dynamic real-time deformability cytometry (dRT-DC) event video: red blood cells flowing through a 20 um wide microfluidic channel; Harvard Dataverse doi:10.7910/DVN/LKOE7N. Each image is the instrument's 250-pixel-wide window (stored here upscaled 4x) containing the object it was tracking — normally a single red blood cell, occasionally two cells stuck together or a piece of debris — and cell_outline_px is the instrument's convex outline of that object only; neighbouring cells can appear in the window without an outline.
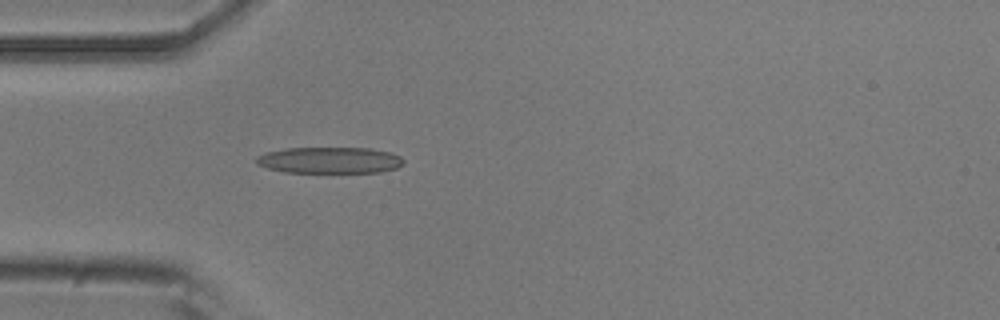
{"species": "common noctule bat (a hibernating species)", "species_latin": "Nyctalus noctula", "temperature_condition": "room temperature", "stored_images_in_passage": 33, "camera_frame_rate_fps": 3000, "um_per_image_px": 0.085, "animal": {"sex": "male", "body_mass_g": 20.5, "forearm_length_mm": 52.5}, "frame": {"image": 1, "passage_image": 2, "time_ms": 0.333, "image_size_px": [1000, 320], "cell_outline_px": [[404, 164], [396, 168], [380, 172], [284, 172], [268, 168], [256, 164], [256, 156], [264, 152], [288, 148], [372, 148], [388, 152], [400, 156], [404, 160]], "centroid_in_image_um": [28.01, 13.61], "position_along_channel_um": 57.0, "area_um2": 22.6}}
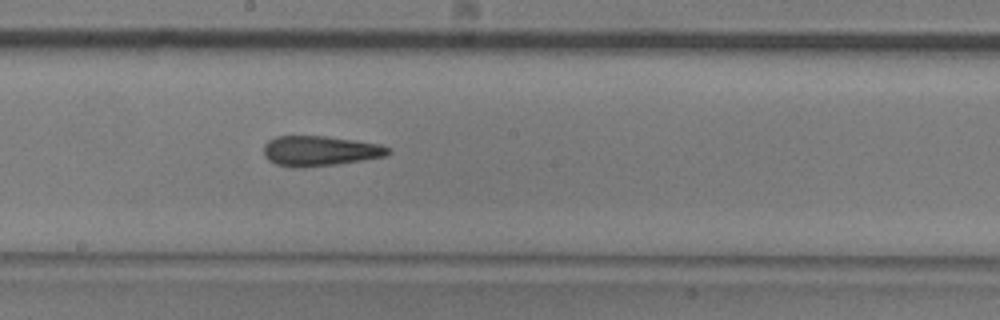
{"frame": {"image": 2, "passage_image": 15, "time_ms": 4.667, "image_size_px": [1000, 320], "cell_outline_px": [[392, 152], [388, 156], [336, 164], [300, 168], [296, 168], [276, 164], [268, 160], [264, 156], [264, 144], [268, 140], [276, 136], [324, 136], [356, 140], [380, 144], [388, 148]], "centroid_in_image_um": [27.19, 12.83], "position_along_channel_um": 221.0, "area_um2": 21.96}}
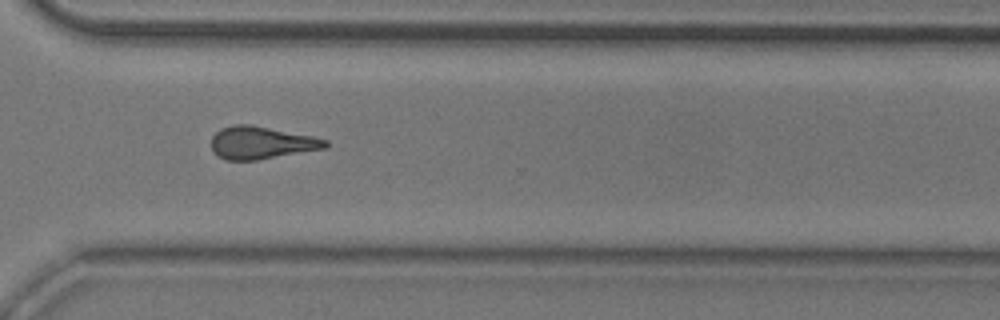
{"frame": {"image": 3, "passage_image": 25, "time_ms": 8.0, "image_size_px": [1000, 320], "cell_outline_px": [[328, 148], [256, 160], [224, 160], [212, 152], [212, 136], [220, 128], [232, 124], [252, 124], [312, 136], [328, 140]], "centroid_in_image_um": [22.2, 12.13], "position_along_channel_um": 348.4, "area_um2": 21.85}, "authors_computed_cell_mechanics": {"area_um2": 21.5016, "velocity_mm_per_s": 3.838, "shape_relaxation_time_tau1_ms": null, "shape_relaxation_time_tau2_ms": 4.1176, "deformation_change_tau1": null, "deformation_change_tau2": 0.1672}}